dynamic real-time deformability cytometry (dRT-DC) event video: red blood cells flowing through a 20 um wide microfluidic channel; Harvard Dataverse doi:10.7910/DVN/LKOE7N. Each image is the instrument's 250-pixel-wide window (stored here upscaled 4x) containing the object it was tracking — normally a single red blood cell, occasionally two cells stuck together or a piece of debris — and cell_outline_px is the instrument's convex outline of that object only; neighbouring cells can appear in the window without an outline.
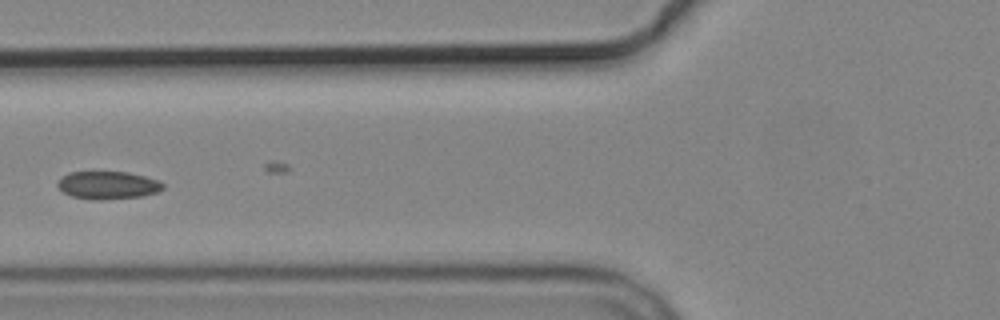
{"species": "common noctule bat (a hibernating species)", "species_latin": "Nyctalus noctula", "temperature_condition": "cold", "stored_images_in_passage": 7, "camera_frame_rate_fps": 3000, "um_per_image_px": 0.085, "animal": {"sex": "male", "body_mass_g": 19.2, "forearm_length_mm": 51.8}, "frame": {"image": 1, "passage_image": 6, "time_ms": 6.0, "image_size_px": [1000, 320], "cell_outline_px": [[164, 188], [156, 192], [140, 196], [96, 200], [72, 196], [64, 192], [56, 184], [68, 172], [128, 172], [144, 176], [156, 180], [164, 184]], "centroid_in_image_um": [9.16, 15.73], "position_along_channel_um": 116.6, "area_um2": 16.7}}
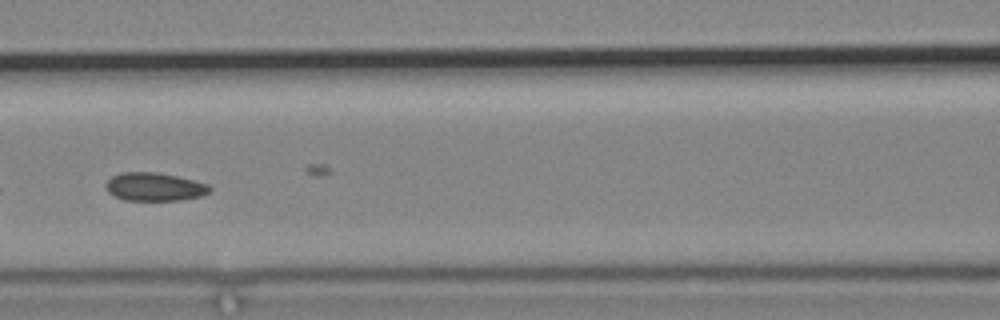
{"frame": {"image": 2, "passage_image": 7, "time_ms": 7.0, "image_size_px": [1000, 320], "cell_outline_px": [[212, 188], [208, 192], [200, 196], [176, 200], [124, 200], [108, 192], [104, 184], [112, 176], [120, 172], [156, 172], [176, 176], [208, 184]], "centroid_in_image_um": [13.09, 15.87], "position_along_channel_um": 153.5, "area_um2": 16.94}}